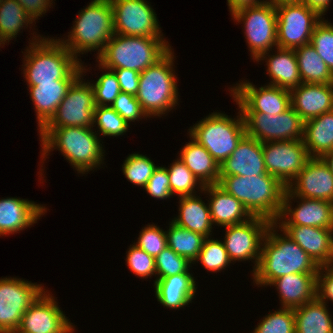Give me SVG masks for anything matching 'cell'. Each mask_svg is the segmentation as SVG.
<instances>
[{
    "instance_id": "6da1fadb",
    "label": "cell",
    "mask_w": 333,
    "mask_h": 333,
    "mask_svg": "<svg viewBox=\"0 0 333 333\" xmlns=\"http://www.w3.org/2000/svg\"><path fill=\"white\" fill-rule=\"evenodd\" d=\"M277 224L268 228L256 269L252 272L254 284L269 286L275 279L291 273H318L319 266L284 232L277 234ZM284 235V236H283Z\"/></svg>"
},
{
    "instance_id": "7a4b0ae2",
    "label": "cell",
    "mask_w": 333,
    "mask_h": 333,
    "mask_svg": "<svg viewBox=\"0 0 333 333\" xmlns=\"http://www.w3.org/2000/svg\"><path fill=\"white\" fill-rule=\"evenodd\" d=\"M25 51L22 66L28 86L55 80H76L88 70L59 39L34 35Z\"/></svg>"
},
{
    "instance_id": "3957f363",
    "label": "cell",
    "mask_w": 333,
    "mask_h": 333,
    "mask_svg": "<svg viewBox=\"0 0 333 333\" xmlns=\"http://www.w3.org/2000/svg\"><path fill=\"white\" fill-rule=\"evenodd\" d=\"M93 127H60L40 129L41 161H45L50 151L60 150L78 173L85 174L98 168L104 161L103 145ZM47 155V156H46ZM44 159V160H43Z\"/></svg>"
},
{
    "instance_id": "277c9868",
    "label": "cell",
    "mask_w": 333,
    "mask_h": 333,
    "mask_svg": "<svg viewBox=\"0 0 333 333\" xmlns=\"http://www.w3.org/2000/svg\"><path fill=\"white\" fill-rule=\"evenodd\" d=\"M218 185L238 199L252 216L274 223L282 212L287 187L268 173L259 176H219Z\"/></svg>"
},
{
    "instance_id": "5b68a950",
    "label": "cell",
    "mask_w": 333,
    "mask_h": 333,
    "mask_svg": "<svg viewBox=\"0 0 333 333\" xmlns=\"http://www.w3.org/2000/svg\"><path fill=\"white\" fill-rule=\"evenodd\" d=\"M164 39L114 34L97 57V62L106 69H130L141 73L171 49Z\"/></svg>"
},
{
    "instance_id": "8992f818",
    "label": "cell",
    "mask_w": 333,
    "mask_h": 333,
    "mask_svg": "<svg viewBox=\"0 0 333 333\" xmlns=\"http://www.w3.org/2000/svg\"><path fill=\"white\" fill-rule=\"evenodd\" d=\"M71 28L68 39L61 38L59 41L76 58L78 54H85L91 50H98V57L115 34L110 0H92L79 12Z\"/></svg>"
},
{
    "instance_id": "52a82bcc",
    "label": "cell",
    "mask_w": 333,
    "mask_h": 333,
    "mask_svg": "<svg viewBox=\"0 0 333 333\" xmlns=\"http://www.w3.org/2000/svg\"><path fill=\"white\" fill-rule=\"evenodd\" d=\"M171 48L159 61L140 73L136 95L148 117H161L178 104V87Z\"/></svg>"
},
{
    "instance_id": "ba28073f",
    "label": "cell",
    "mask_w": 333,
    "mask_h": 333,
    "mask_svg": "<svg viewBox=\"0 0 333 333\" xmlns=\"http://www.w3.org/2000/svg\"><path fill=\"white\" fill-rule=\"evenodd\" d=\"M238 114L233 119L224 113L213 112L188 129L190 138L204 146L219 165L232 154L246 134L240 109Z\"/></svg>"
},
{
    "instance_id": "9c48e42d",
    "label": "cell",
    "mask_w": 333,
    "mask_h": 333,
    "mask_svg": "<svg viewBox=\"0 0 333 333\" xmlns=\"http://www.w3.org/2000/svg\"><path fill=\"white\" fill-rule=\"evenodd\" d=\"M231 15L236 23L244 24L246 42L254 61L277 47V13L273 4L265 1L240 8Z\"/></svg>"
},
{
    "instance_id": "30bf717a",
    "label": "cell",
    "mask_w": 333,
    "mask_h": 333,
    "mask_svg": "<svg viewBox=\"0 0 333 333\" xmlns=\"http://www.w3.org/2000/svg\"><path fill=\"white\" fill-rule=\"evenodd\" d=\"M246 135L263 142L303 140L304 120L290 106L280 114L241 112Z\"/></svg>"
},
{
    "instance_id": "8fae6325",
    "label": "cell",
    "mask_w": 333,
    "mask_h": 333,
    "mask_svg": "<svg viewBox=\"0 0 333 333\" xmlns=\"http://www.w3.org/2000/svg\"><path fill=\"white\" fill-rule=\"evenodd\" d=\"M82 77V78H81ZM80 75L70 86L55 114L41 129L95 127V100L91 82Z\"/></svg>"
},
{
    "instance_id": "7c38bea8",
    "label": "cell",
    "mask_w": 333,
    "mask_h": 333,
    "mask_svg": "<svg viewBox=\"0 0 333 333\" xmlns=\"http://www.w3.org/2000/svg\"><path fill=\"white\" fill-rule=\"evenodd\" d=\"M277 47L295 49L310 43L313 30L322 17L302 3L276 5Z\"/></svg>"
},
{
    "instance_id": "4fadbf2b",
    "label": "cell",
    "mask_w": 333,
    "mask_h": 333,
    "mask_svg": "<svg viewBox=\"0 0 333 333\" xmlns=\"http://www.w3.org/2000/svg\"><path fill=\"white\" fill-rule=\"evenodd\" d=\"M20 278H0V333L16 331L22 315L46 290Z\"/></svg>"
},
{
    "instance_id": "5bb4252c",
    "label": "cell",
    "mask_w": 333,
    "mask_h": 333,
    "mask_svg": "<svg viewBox=\"0 0 333 333\" xmlns=\"http://www.w3.org/2000/svg\"><path fill=\"white\" fill-rule=\"evenodd\" d=\"M271 221L253 216L248 221L236 225L225 226L223 243L231 261L254 260L253 270L258 265L262 242Z\"/></svg>"
},
{
    "instance_id": "9a60e30c",
    "label": "cell",
    "mask_w": 333,
    "mask_h": 333,
    "mask_svg": "<svg viewBox=\"0 0 333 333\" xmlns=\"http://www.w3.org/2000/svg\"><path fill=\"white\" fill-rule=\"evenodd\" d=\"M114 32L125 36L163 37L157 14L146 0H110Z\"/></svg>"
},
{
    "instance_id": "2e32d148",
    "label": "cell",
    "mask_w": 333,
    "mask_h": 333,
    "mask_svg": "<svg viewBox=\"0 0 333 333\" xmlns=\"http://www.w3.org/2000/svg\"><path fill=\"white\" fill-rule=\"evenodd\" d=\"M262 148L268 174L277 178L285 187L310 159L303 140L263 142Z\"/></svg>"
},
{
    "instance_id": "e0dca14e",
    "label": "cell",
    "mask_w": 333,
    "mask_h": 333,
    "mask_svg": "<svg viewBox=\"0 0 333 333\" xmlns=\"http://www.w3.org/2000/svg\"><path fill=\"white\" fill-rule=\"evenodd\" d=\"M241 112L280 114L291 106L290 90L267 84L257 88L246 80L229 88Z\"/></svg>"
},
{
    "instance_id": "ac0fdd59",
    "label": "cell",
    "mask_w": 333,
    "mask_h": 333,
    "mask_svg": "<svg viewBox=\"0 0 333 333\" xmlns=\"http://www.w3.org/2000/svg\"><path fill=\"white\" fill-rule=\"evenodd\" d=\"M56 298L47 290L24 312L19 333H73L74 325L59 308Z\"/></svg>"
},
{
    "instance_id": "d6986e66",
    "label": "cell",
    "mask_w": 333,
    "mask_h": 333,
    "mask_svg": "<svg viewBox=\"0 0 333 333\" xmlns=\"http://www.w3.org/2000/svg\"><path fill=\"white\" fill-rule=\"evenodd\" d=\"M297 198L300 200L297 201L299 204L293 209L291 200ZM274 223L279 224V226H313L333 229V203L319 199L296 197L286 188L282 212Z\"/></svg>"
},
{
    "instance_id": "ffe728a7",
    "label": "cell",
    "mask_w": 333,
    "mask_h": 333,
    "mask_svg": "<svg viewBox=\"0 0 333 333\" xmlns=\"http://www.w3.org/2000/svg\"><path fill=\"white\" fill-rule=\"evenodd\" d=\"M287 189L296 197L333 203V175L321 158H310Z\"/></svg>"
},
{
    "instance_id": "44dd1931",
    "label": "cell",
    "mask_w": 333,
    "mask_h": 333,
    "mask_svg": "<svg viewBox=\"0 0 333 333\" xmlns=\"http://www.w3.org/2000/svg\"><path fill=\"white\" fill-rule=\"evenodd\" d=\"M266 173L262 143L246 134L220 165V176H259Z\"/></svg>"
},
{
    "instance_id": "7402d4cb",
    "label": "cell",
    "mask_w": 333,
    "mask_h": 333,
    "mask_svg": "<svg viewBox=\"0 0 333 333\" xmlns=\"http://www.w3.org/2000/svg\"><path fill=\"white\" fill-rule=\"evenodd\" d=\"M320 267L333 263V229L313 226H278Z\"/></svg>"
},
{
    "instance_id": "603a6c76",
    "label": "cell",
    "mask_w": 333,
    "mask_h": 333,
    "mask_svg": "<svg viewBox=\"0 0 333 333\" xmlns=\"http://www.w3.org/2000/svg\"><path fill=\"white\" fill-rule=\"evenodd\" d=\"M290 93L291 106L304 121L333 110V83H301Z\"/></svg>"
},
{
    "instance_id": "cb8c5ba5",
    "label": "cell",
    "mask_w": 333,
    "mask_h": 333,
    "mask_svg": "<svg viewBox=\"0 0 333 333\" xmlns=\"http://www.w3.org/2000/svg\"><path fill=\"white\" fill-rule=\"evenodd\" d=\"M47 212L45 206L28 199L7 197L0 200V236L14 234L37 223Z\"/></svg>"
},
{
    "instance_id": "d4e9b609",
    "label": "cell",
    "mask_w": 333,
    "mask_h": 333,
    "mask_svg": "<svg viewBox=\"0 0 333 333\" xmlns=\"http://www.w3.org/2000/svg\"><path fill=\"white\" fill-rule=\"evenodd\" d=\"M202 191L210 196L207 204L215 226L236 225L253 217L238 199L218 184L206 185Z\"/></svg>"
},
{
    "instance_id": "484cf974",
    "label": "cell",
    "mask_w": 333,
    "mask_h": 333,
    "mask_svg": "<svg viewBox=\"0 0 333 333\" xmlns=\"http://www.w3.org/2000/svg\"><path fill=\"white\" fill-rule=\"evenodd\" d=\"M318 273H291L275 279L269 286H275L281 307L297 308L316 298V277Z\"/></svg>"
},
{
    "instance_id": "4316f807",
    "label": "cell",
    "mask_w": 333,
    "mask_h": 333,
    "mask_svg": "<svg viewBox=\"0 0 333 333\" xmlns=\"http://www.w3.org/2000/svg\"><path fill=\"white\" fill-rule=\"evenodd\" d=\"M195 282L189 270L186 273L158 279L154 281L157 301L170 309L183 308L194 299L197 288Z\"/></svg>"
},
{
    "instance_id": "83f0119b",
    "label": "cell",
    "mask_w": 333,
    "mask_h": 333,
    "mask_svg": "<svg viewBox=\"0 0 333 333\" xmlns=\"http://www.w3.org/2000/svg\"><path fill=\"white\" fill-rule=\"evenodd\" d=\"M277 54H262L256 61L267 60V74L271 78L270 85L291 90L298 87L302 81L294 49L276 47ZM268 56V57H267Z\"/></svg>"
},
{
    "instance_id": "f1b7e54d",
    "label": "cell",
    "mask_w": 333,
    "mask_h": 333,
    "mask_svg": "<svg viewBox=\"0 0 333 333\" xmlns=\"http://www.w3.org/2000/svg\"><path fill=\"white\" fill-rule=\"evenodd\" d=\"M75 80H55L29 86L31 99L34 103L38 129L40 130L55 114L60 102Z\"/></svg>"
},
{
    "instance_id": "f546056e",
    "label": "cell",
    "mask_w": 333,
    "mask_h": 333,
    "mask_svg": "<svg viewBox=\"0 0 333 333\" xmlns=\"http://www.w3.org/2000/svg\"><path fill=\"white\" fill-rule=\"evenodd\" d=\"M179 156V159L203 186L218 184L220 165L204 146L191 138V141L182 148Z\"/></svg>"
},
{
    "instance_id": "4dcf8cb0",
    "label": "cell",
    "mask_w": 333,
    "mask_h": 333,
    "mask_svg": "<svg viewBox=\"0 0 333 333\" xmlns=\"http://www.w3.org/2000/svg\"><path fill=\"white\" fill-rule=\"evenodd\" d=\"M179 204V215L172 219V222L179 227L210 238L213 222L209 204L204 203L198 195L180 197Z\"/></svg>"
},
{
    "instance_id": "1f68e13d",
    "label": "cell",
    "mask_w": 333,
    "mask_h": 333,
    "mask_svg": "<svg viewBox=\"0 0 333 333\" xmlns=\"http://www.w3.org/2000/svg\"><path fill=\"white\" fill-rule=\"evenodd\" d=\"M303 142L310 158L333 150V110L304 122Z\"/></svg>"
},
{
    "instance_id": "d6a6232c",
    "label": "cell",
    "mask_w": 333,
    "mask_h": 333,
    "mask_svg": "<svg viewBox=\"0 0 333 333\" xmlns=\"http://www.w3.org/2000/svg\"><path fill=\"white\" fill-rule=\"evenodd\" d=\"M326 303L313 301L294 308L295 333H333V320Z\"/></svg>"
},
{
    "instance_id": "836d02e7",
    "label": "cell",
    "mask_w": 333,
    "mask_h": 333,
    "mask_svg": "<svg viewBox=\"0 0 333 333\" xmlns=\"http://www.w3.org/2000/svg\"><path fill=\"white\" fill-rule=\"evenodd\" d=\"M302 83H333V73L310 44L294 49Z\"/></svg>"
},
{
    "instance_id": "e575fe53",
    "label": "cell",
    "mask_w": 333,
    "mask_h": 333,
    "mask_svg": "<svg viewBox=\"0 0 333 333\" xmlns=\"http://www.w3.org/2000/svg\"><path fill=\"white\" fill-rule=\"evenodd\" d=\"M166 234L168 247L194 264L206 237L199 233L179 227L172 221L170 222Z\"/></svg>"
},
{
    "instance_id": "d590c367",
    "label": "cell",
    "mask_w": 333,
    "mask_h": 333,
    "mask_svg": "<svg viewBox=\"0 0 333 333\" xmlns=\"http://www.w3.org/2000/svg\"><path fill=\"white\" fill-rule=\"evenodd\" d=\"M32 23L33 20L16 0H3L0 3V41L3 45Z\"/></svg>"
},
{
    "instance_id": "8d00e7d4",
    "label": "cell",
    "mask_w": 333,
    "mask_h": 333,
    "mask_svg": "<svg viewBox=\"0 0 333 333\" xmlns=\"http://www.w3.org/2000/svg\"><path fill=\"white\" fill-rule=\"evenodd\" d=\"M171 166H168L167 172L170 183V191L173 195L178 197L196 195L197 185L201 191L204 186L197 180L193 173L186 167V165L179 159L175 160Z\"/></svg>"
},
{
    "instance_id": "74e56055",
    "label": "cell",
    "mask_w": 333,
    "mask_h": 333,
    "mask_svg": "<svg viewBox=\"0 0 333 333\" xmlns=\"http://www.w3.org/2000/svg\"><path fill=\"white\" fill-rule=\"evenodd\" d=\"M156 168L157 166L150 158L138 153L129 154L122 165L125 178L143 189Z\"/></svg>"
},
{
    "instance_id": "f35d334b",
    "label": "cell",
    "mask_w": 333,
    "mask_h": 333,
    "mask_svg": "<svg viewBox=\"0 0 333 333\" xmlns=\"http://www.w3.org/2000/svg\"><path fill=\"white\" fill-rule=\"evenodd\" d=\"M206 270L219 272L229 266L231 262L223 241L206 238L197 259Z\"/></svg>"
},
{
    "instance_id": "ab89813d",
    "label": "cell",
    "mask_w": 333,
    "mask_h": 333,
    "mask_svg": "<svg viewBox=\"0 0 333 333\" xmlns=\"http://www.w3.org/2000/svg\"><path fill=\"white\" fill-rule=\"evenodd\" d=\"M94 124L97 125V134L100 136H120L129 129V123L111 106H96L94 110Z\"/></svg>"
},
{
    "instance_id": "60d3db41",
    "label": "cell",
    "mask_w": 333,
    "mask_h": 333,
    "mask_svg": "<svg viewBox=\"0 0 333 333\" xmlns=\"http://www.w3.org/2000/svg\"><path fill=\"white\" fill-rule=\"evenodd\" d=\"M252 333H295L294 309L280 307L265 315Z\"/></svg>"
},
{
    "instance_id": "b9f144b4",
    "label": "cell",
    "mask_w": 333,
    "mask_h": 333,
    "mask_svg": "<svg viewBox=\"0 0 333 333\" xmlns=\"http://www.w3.org/2000/svg\"><path fill=\"white\" fill-rule=\"evenodd\" d=\"M310 44L333 73V24L321 19L313 30Z\"/></svg>"
},
{
    "instance_id": "7bdbcfd3",
    "label": "cell",
    "mask_w": 333,
    "mask_h": 333,
    "mask_svg": "<svg viewBox=\"0 0 333 333\" xmlns=\"http://www.w3.org/2000/svg\"><path fill=\"white\" fill-rule=\"evenodd\" d=\"M98 65L99 69L101 68L105 72L94 83H91L95 105L111 106L121 92L120 85L112 70L103 68L100 64Z\"/></svg>"
},
{
    "instance_id": "ee69618b",
    "label": "cell",
    "mask_w": 333,
    "mask_h": 333,
    "mask_svg": "<svg viewBox=\"0 0 333 333\" xmlns=\"http://www.w3.org/2000/svg\"><path fill=\"white\" fill-rule=\"evenodd\" d=\"M191 264L186 258L178 255L167 246L155 257L156 276L158 275L155 281L164 277L186 273L190 269Z\"/></svg>"
},
{
    "instance_id": "f6af8a7d",
    "label": "cell",
    "mask_w": 333,
    "mask_h": 333,
    "mask_svg": "<svg viewBox=\"0 0 333 333\" xmlns=\"http://www.w3.org/2000/svg\"><path fill=\"white\" fill-rule=\"evenodd\" d=\"M139 233L134 244L154 258L168 246L166 231L155 224H148Z\"/></svg>"
},
{
    "instance_id": "bcb514c9",
    "label": "cell",
    "mask_w": 333,
    "mask_h": 333,
    "mask_svg": "<svg viewBox=\"0 0 333 333\" xmlns=\"http://www.w3.org/2000/svg\"><path fill=\"white\" fill-rule=\"evenodd\" d=\"M126 253V264L133 274L141 278H148L152 275L156 276L154 257L150 256L135 244L130 245Z\"/></svg>"
},
{
    "instance_id": "7dc6e473",
    "label": "cell",
    "mask_w": 333,
    "mask_h": 333,
    "mask_svg": "<svg viewBox=\"0 0 333 333\" xmlns=\"http://www.w3.org/2000/svg\"><path fill=\"white\" fill-rule=\"evenodd\" d=\"M111 107L116 110L123 119L130 124V122L137 121L138 119H145L148 116L143 111L136 96L120 92L118 97L114 100Z\"/></svg>"
},
{
    "instance_id": "c3c4849f",
    "label": "cell",
    "mask_w": 333,
    "mask_h": 333,
    "mask_svg": "<svg viewBox=\"0 0 333 333\" xmlns=\"http://www.w3.org/2000/svg\"><path fill=\"white\" fill-rule=\"evenodd\" d=\"M144 189L150 196L161 200L173 196L166 167L158 165Z\"/></svg>"
},
{
    "instance_id": "681fc988",
    "label": "cell",
    "mask_w": 333,
    "mask_h": 333,
    "mask_svg": "<svg viewBox=\"0 0 333 333\" xmlns=\"http://www.w3.org/2000/svg\"><path fill=\"white\" fill-rule=\"evenodd\" d=\"M316 298L323 303H327L328 300L333 302V263L319 267L316 277Z\"/></svg>"
},
{
    "instance_id": "f907efd6",
    "label": "cell",
    "mask_w": 333,
    "mask_h": 333,
    "mask_svg": "<svg viewBox=\"0 0 333 333\" xmlns=\"http://www.w3.org/2000/svg\"><path fill=\"white\" fill-rule=\"evenodd\" d=\"M112 70L119 82L121 92H125L136 96L139 89V77L138 71L130 69H109Z\"/></svg>"
},
{
    "instance_id": "816d5d0a",
    "label": "cell",
    "mask_w": 333,
    "mask_h": 333,
    "mask_svg": "<svg viewBox=\"0 0 333 333\" xmlns=\"http://www.w3.org/2000/svg\"><path fill=\"white\" fill-rule=\"evenodd\" d=\"M24 10L27 12L28 16L35 22L38 17L45 14L48 8L52 7L53 0H16Z\"/></svg>"
},
{
    "instance_id": "f5cc1de1",
    "label": "cell",
    "mask_w": 333,
    "mask_h": 333,
    "mask_svg": "<svg viewBox=\"0 0 333 333\" xmlns=\"http://www.w3.org/2000/svg\"><path fill=\"white\" fill-rule=\"evenodd\" d=\"M331 1L332 0H301V3L315 10L321 17H323L326 15L325 12H327Z\"/></svg>"
},
{
    "instance_id": "db71d44e",
    "label": "cell",
    "mask_w": 333,
    "mask_h": 333,
    "mask_svg": "<svg viewBox=\"0 0 333 333\" xmlns=\"http://www.w3.org/2000/svg\"><path fill=\"white\" fill-rule=\"evenodd\" d=\"M265 2L260 0H227L229 11L231 14H233L236 10L248 7V6H254Z\"/></svg>"
},
{
    "instance_id": "11a10c76",
    "label": "cell",
    "mask_w": 333,
    "mask_h": 333,
    "mask_svg": "<svg viewBox=\"0 0 333 333\" xmlns=\"http://www.w3.org/2000/svg\"><path fill=\"white\" fill-rule=\"evenodd\" d=\"M321 159L323 160V162L328 166V168L330 169L332 175H333V150L325 153Z\"/></svg>"
},
{
    "instance_id": "9f6ffc18",
    "label": "cell",
    "mask_w": 333,
    "mask_h": 333,
    "mask_svg": "<svg viewBox=\"0 0 333 333\" xmlns=\"http://www.w3.org/2000/svg\"><path fill=\"white\" fill-rule=\"evenodd\" d=\"M265 1L273 4L274 6L283 3H301V0H265Z\"/></svg>"
}]
</instances>
